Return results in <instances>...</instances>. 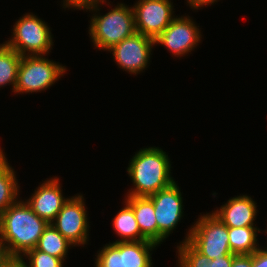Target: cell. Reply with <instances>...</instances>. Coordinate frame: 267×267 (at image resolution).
I'll return each mask as SVG.
<instances>
[{"instance_id":"7","label":"cell","mask_w":267,"mask_h":267,"mask_svg":"<svg viewBox=\"0 0 267 267\" xmlns=\"http://www.w3.org/2000/svg\"><path fill=\"white\" fill-rule=\"evenodd\" d=\"M157 243L144 241H115L106 244L95 258L96 267H153L151 251Z\"/></svg>"},{"instance_id":"10","label":"cell","mask_w":267,"mask_h":267,"mask_svg":"<svg viewBox=\"0 0 267 267\" xmlns=\"http://www.w3.org/2000/svg\"><path fill=\"white\" fill-rule=\"evenodd\" d=\"M132 7L138 33L156 39L173 21L171 0H138Z\"/></svg>"},{"instance_id":"5","label":"cell","mask_w":267,"mask_h":267,"mask_svg":"<svg viewBox=\"0 0 267 267\" xmlns=\"http://www.w3.org/2000/svg\"><path fill=\"white\" fill-rule=\"evenodd\" d=\"M12 30L13 37L5 44L21 56H45L54 43L48 25L32 13L17 20Z\"/></svg>"},{"instance_id":"14","label":"cell","mask_w":267,"mask_h":267,"mask_svg":"<svg viewBox=\"0 0 267 267\" xmlns=\"http://www.w3.org/2000/svg\"><path fill=\"white\" fill-rule=\"evenodd\" d=\"M256 204L250 196L241 195L230 198L220 210H214L212 213L227 227L254 226L258 211Z\"/></svg>"},{"instance_id":"25","label":"cell","mask_w":267,"mask_h":267,"mask_svg":"<svg viewBox=\"0 0 267 267\" xmlns=\"http://www.w3.org/2000/svg\"><path fill=\"white\" fill-rule=\"evenodd\" d=\"M231 267H252V254L235 255Z\"/></svg>"},{"instance_id":"27","label":"cell","mask_w":267,"mask_h":267,"mask_svg":"<svg viewBox=\"0 0 267 267\" xmlns=\"http://www.w3.org/2000/svg\"><path fill=\"white\" fill-rule=\"evenodd\" d=\"M23 257H11L5 267H29Z\"/></svg>"},{"instance_id":"22","label":"cell","mask_w":267,"mask_h":267,"mask_svg":"<svg viewBox=\"0 0 267 267\" xmlns=\"http://www.w3.org/2000/svg\"><path fill=\"white\" fill-rule=\"evenodd\" d=\"M23 256L29 260V267H63V260L50 254L41 252L36 248L27 251Z\"/></svg>"},{"instance_id":"2","label":"cell","mask_w":267,"mask_h":267,"mask_svg":"<svg viewBox=\"0 0 267 267\" xmlns=\"http://www.w3.org/2000/svg\"><path fill=\"white\" fill-rule=\"evenodd\" d=\"M130 161L127 172L134 188L127 196H149L175 182L170 175V158L159 147L140 149Z\"/></svg>"},{"instance_id":"18","label":"cell","mask_w":267,"mask_h":267,"mask_svg":"<svg viewBox=\"0 0 267 267\" xmlns=\"http://www.w3.org/2000/svg\"><path fill=\"white\" fill-rule=\"evenodd\" d=\"M257 232H260V229H257L256 226L228 227L229 246L232 254L250 255L260 248L256 238Z\"/></svg>"},{"instance_id":"12","label":"cell","mask_w":267,"mask_h":267,"mask_svg":"<svg viewBox=\"0 0 267 267\" xmlns=\"http://www.w3.org/2000/svg\"><path fill=\"white\" fill-rule=\"evenodd\" d=\"M198 27L189 16H177L154 40V44H161L172 55L181 58L200 42L202 35Z\"/></svg>"},{"instance_id":"26","label":"cell","mask_w":267,"mask_h":267,"mask_svg":"<svg viewBox=\"0 0 267 267\" xmlns=\"http://www.w3.org/2000/svg\"><path fill=\"white\" fill-rule=\"evenodd\" d=\"M218 0H187V3L192 9H199L200 7H204L205 5L214 4Z\"/></svg>"},{"instance_id":"4","label":"cell","mask_w":267,"mask_h":267,"mask_svg":"<svg viewBox=\"0 0 267 267\" xmlns=\"http://www.w3.org/2000/svg\"><path fill=\"white\" fill-rule=\"evenodd\" d=\"M182 242L189 241L210 260L232 254L228 227L213 213L200 216Z\"/></svg>"},{"instance_id":"28","label":"cell","mask_w":267,"mask_h":267,"mask_svg":"<svg viewBox=\"0 0 267 267\" xmlns=\"http://www.w3.org/2000/svg\"><path fill=\"white\" fill-rule=\"evenodd\" d=\"M11 257L8 250L0 243V267H5Z\"/></svg>"},{"instance_id":"21","label":"cell","mask_w":267,"mask_h":267,"mask_svg":"<svg viewBox=\"0 0 267 267\" xmlns=\"http://www.w3.org/2000/svg\"><path fill=\"white\" fill-rule=\"evenodd\" d=\"M21 57L18 52L3 42L0 47V87H5V85L9 84L12 85L13 92L15 91Z\"/></svg>"},{"instance_id":"13","label":"cell","mask_w":267,"mask_h":267,"mask_svg":"<svg viewBox=\"0 0 267 267\" xmlns=\"http://www.w3.org/2000/svg\"><path fill=\"white\" fill-rule=\"evenodd\" d=\"M31 198L26 200L30 208L48 224H51L69 198L63 197L59 178L44 181Z\"/></svg>"},{"instance_id":"20","label":"cell","mask_w":267,"mask_h":267,"mask_svg":"<svg viewBox=\"0 0 267 267\" xmlns=\"http://www.w3.org/2000/svg\"><path fill=\"white\" fill-rule=\"evenodd\" d=\"M71 244L52 224L44 229L36 249L65 261Z\"/></svg>"},{"instance_id":"17","label":"cell","mask_w":267,"mask_h":267,"mask_svg":"<svg viewBox=\"0 0 267 267\" xmlns=\"http://www.w3.org/2000/svg\"><path fill=\"white\" fill-rule=\"evenodd\" d=\"M0 148V215L18 200L19 185L14 169Z\"/></svg>"},{"instance_id":"16","label":"cell","mask_w":267,"mask_h":267,"mask_svg":"<svg viewBox=\"0 0 267 267\" xmlns=\"http://www.w3.org/2000/svg\"><path fill=\"white\" fill-rule=\"evenodd\" d=\"M179 267H231L235 254H230L210 260L200 253L189 241L177 246Z\"/></svg>"},{"instance_id":"9","label":"cell","mask_w":267,"mask_h":267,"mask_svg":"<svg viewBox=\"0 0 267 267\" xmlns=\"http://www.w3.org/2000/svg\"><path fill=\"white\" fill-rule=\"evenodd\" d=\"M147 197L154 205L159 245L171 234L183 217V197L176 182Z\"/></svg>"},{"instance_id":"15","label":"cell","mask_w":267,"mask_h":267,"mask_svg":"<svg viewBox=\"0 0 267 267\" xmlns=\"http://www.w3.org/2000/svg\"><path fill=\"white\" fill-rule=\"evenodd\" d=\"M125 198L133 209L141 233L148 240L158 244V227L153 202L147 196H125Z\"/></svg>"},{"instance_id":"8","label":"cell","mask_w":267,"mask_h":267,"mask_svg":"<svg viewBox=\"0 0 267 267\" xmlns=\"http://www.w3.org/2000/svg\"><path fill=\"white\" fill-rule=\"evenodd\" d=\"M82 195L70 197L51 223L74 247L87 244L88 214Z\"/></svg>"},{"instance_id":"11","label":"cell","mask_w":267,"mask_h":267,"mask_svg":"<svg viewBox=\"0 0 267 267\" xmlns=\"http://www.w3.org/2000/svg\"><path fill=\"white\" fill-rule=\"evenodd\" d=\"M154 45V39L136 32L108 51L112 52L118 67L136 75L147 68Z\"/></svg>"},{"instance_id":"6","label":"cell","mask_w":267,"mask_h":267,"mask_svg":"<svg viewBox=\"0 0 267 267\" xmlns=\"http://www.w3.org/2000/svg\"><path fill=\"white\" fill-rule=\"evenodd\" d=\"M65 72V66L47 59L44 55L22 56L14 92L37 93L49 89Z\"/></svg>"},{"instance_id":"3","label":"cell","mask_w":267,"mask_h":267,"mask_svg":"<svg viewBox=\"0 0 267 267\" xmlns=\"http://www.w3.org/2000/svg\"><path fill=\"white\" fill-rule=\"evenodd\" d=\"M136 32L133 8L123 3L105 15L95 13L89 25V35L93 45L101 50H109Z\"/></svg>"},{"instance_id":"19","label":"cell","mask_w":267,"mask_h":267,"mask_svg":"<svg viewBox=\"0 0 267 267\" xmlns=\"http://www.w3.org/2000/svg\"><path fill=\"white\" fill-rule=\"evenodd\" d=\"M125 206L113 218V227L117 235L126 241L148 240L140 231L132 207L125 201Z\"/></svg>"},{"instance_id":"24","label":"cell","mask_w":267,"mask_h":267,"mask_svg":"<svg viewBox=\"0 0 267 267\" xmlns=\"http://www.w3.org/2000/svg\"><path fill=\"white\" fill-rule=\"evenodd\" d=\"M252 267H267V248L252 253Z\"/></svg>"},{"instance_id":"23","label":"cell","mask_w":267,"mask_h":267,"mask_svg":"<svg viewBox=\"0 0 267 267\" xmlns=\"http://www.w3.org/2000/svg\"><path fill=\"white\" fill-rule=\"evenodd\" d=\"M64 8H74L81 10H94L99 11V4L101 5V0H63Z\"/></svg>"},{"instance_id":"1","label":"cell","mask_w":267,"mask_h":267,"mask_svg":"<svg viewBox=\"0 0 267 267\" xmlns=\"http://www.w3.org/2000/svg\"><path fill=\"white\" fill-rule=\"evenodd\" d=\"M48 223L26 203L18 200L0 215V243L12 257L36 248Z\"/></svg>"}]
</instances>
